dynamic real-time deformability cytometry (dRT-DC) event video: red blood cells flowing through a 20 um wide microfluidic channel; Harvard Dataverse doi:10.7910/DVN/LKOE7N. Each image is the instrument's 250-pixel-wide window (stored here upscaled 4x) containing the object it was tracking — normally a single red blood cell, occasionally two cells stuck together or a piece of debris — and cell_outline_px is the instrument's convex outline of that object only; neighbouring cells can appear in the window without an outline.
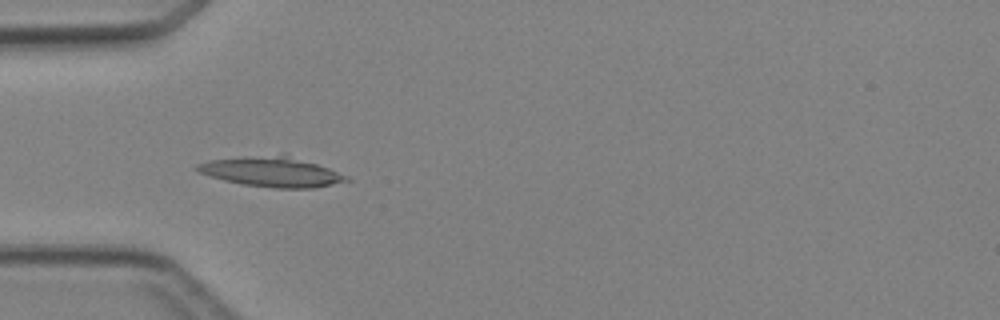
{"species": "Egyptian fruit bat (a non-hibernating species)", "species_latin": "Rousettus aegyptiacus", "temperature_condition": "cold", "stored_images_in_passage": 4, "camera_frame_rate_fps": 3000, "um_per_image_px": 0.085, "animal": {"sex": "female"}, "frame": {"image": 1, "passage_image": 3, "time_ms": 3.333, "image_size_px": [1000, 320], "cell_outline_px": [[352, 180], [312, 188], [272, 188], [240, 184], [224, 180], [200, 172], [192, 168], [196, 164], [208, 160], [284, 152], [328, 168], [348, 176]], "centroid_in_image_um": [23.09, 14.57], "position_along_channel_um": 61.9, "area_um2": 26.53}}
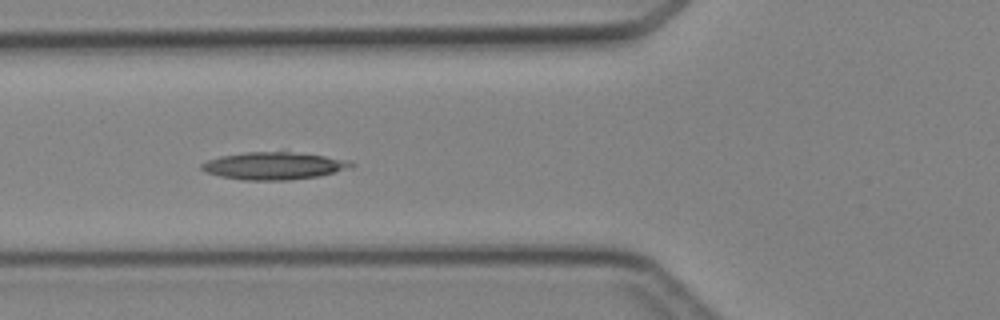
{"frame": {"image": 2, "passage_image": 4, "time_ms": 4.333, "image_size_px": [1000, 320], "cell_outline_px": [[352, 168], [320, 176], [288, 180], [244, 180], [220, 176], [208, 172], [200, 168], [200, 164], [208, 160], [220, 156], [248, 152], [288, 152], [324, 156], [348, 160], [352, 164]], "centroid_in_image_um": [23.28, 14.1], "position_along_channel_um": 102.5, "area_um2": 23.64}}